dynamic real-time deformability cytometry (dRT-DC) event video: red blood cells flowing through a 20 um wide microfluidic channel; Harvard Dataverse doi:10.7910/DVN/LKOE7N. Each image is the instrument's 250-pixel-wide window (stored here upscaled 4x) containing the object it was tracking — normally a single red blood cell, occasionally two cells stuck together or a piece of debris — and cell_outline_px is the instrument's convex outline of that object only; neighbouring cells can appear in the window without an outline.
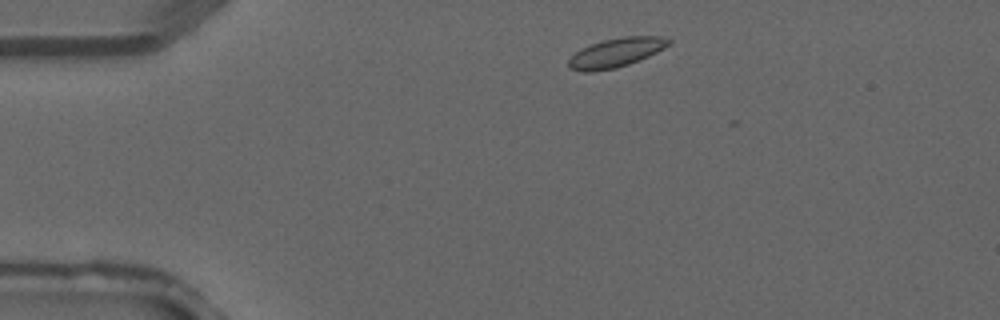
{"species": "common noctule bat (a hibernating species)", "species_latin": "Nyctalus noctula", "temperature_condition": "warm", "stored_images_in_passage": 2, "camera_frame_rate_fps": 3000, "um_per_image_px": 0.085, "animal": {"sex": "male", "forearm_length_mm": 52.5}, "frame": {"image": 1, "passage_image": 1, "time_ms": 0.0, "image_size_px": [1000, 320], "cell_outline_px": [[672, 44], [640, 60], [616, 68], [592, 72], [584, 72], [568, 68], [568, 60], [580, 48], [604, 40], [624, 36], [660, 36], [672, 40]], "centroid_in_image_um": [52.37, 4.48], "position_along_channel_um": 32.6, "area_um2": 17.05}}